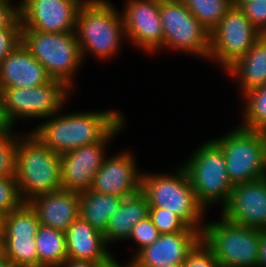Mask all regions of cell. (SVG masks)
<instances>
[{
	"instance_id": "cell-1",
	"label": "cell",
	"mask_w": 266,
	"mask_h": 267,
	"mask_svg": "<svg viewBox=\"0 0 266 267\" xmlns=\"http://www.w3.org/2000/svg\"><path fill=\"white\" fill-rule=\"evenodd\" d=\"M58 113L30 132L60 155L102 141L124 119L120 111L112 110Z\"/></svg>"
},
{
	"instance_id": "cell-2",
	"label": "cell",
	"mask_w": 266,
	"mask_h": 267,
	"mask_svg": "<svg viewBox=\"0 0 266 267\" xmlns=\"http://www.w3.org/2000/svg\"><path fill=\"white\" fill-rule=\"evenodd\" d=\"M15 178L23 202L40 194L62 190L60 154L31 132L18 135Z\"/></svg>"
},
{
	"instance_id": "cell-3",
	"label": "cell",
	"mask_w": 266,
	"mask_h": 267,
	"mask_svg": "<svg viewBox=\"0 0 266 267\" xmlns=\"http://www.w3.org/2000/svg\"><path fill=\"white\" fill-rule=\"evenodd\" d=\"M75 34L83 61L86 53L111 59L126 38L123 17L109 0H86L77 14Z\"/></svg>"
},
{
	"instance_id": "cell-4",
	"label": "cell",
	"mask_w": 266,
	"mask_h": 267,
	"mask_svg": "<svg viewBox=\"0 0 266 267\" xmlns=\"http://www.w3.org/2000/svg\"><path fill=\"white\" fill-rule=\"evenodd\" d=\"M141 191L149 207H160L179 216L189 227L202 232L205 208L196 198L183 166L172 174L142 173Z\"/></svg>"
},
{
	"instance_id": "cell-5",
	"label": "cell",
	"mask_w": 266,
	"mask_h": 267,
	"mask_svg": "<svg viewBox=\"0 0 266 267\" xmlns=\"http://www.w3.org/2000/svg\"><path fill=\"white\" fill-rule=\"evenodd\" d=\"M22 44L45 68L51 79L75 87L74 75L83 63L75 32L54 33L22 27Z\"/></svg>"
},
{
	"instance_id": "cell-6",
	"label": "cell",
	"mask_w": 266,
	"mask_h": 267,
	"mask_svg": "<svg viewBox=\"0 0 266 267\" xmlns=\"http://www.w3.org/2000/svg\"><path fill=\"white\" fill-rule=\"evenodd\" d=\"M262 230L220 221L204 223L201 239L215 254L220 267H258Z\"/></svg>"
},
{
	"instance_id": "cell-7",
	"label": "cell",
	"mask_w": 266,
	"mask_h": 267,
	"mask_svg": "<svg viewBox=\"0 0 266 267\" xmlns=\"http://www.w3.org/2000/svg\"><path fill=\"white\" fill-rule=\"evenodd\" d=\"M185 161L182 166L200 204L205 210L217 203L223 208L229 202L234 185L228 178L221 147L214 140L206 141Z\"/></svg>"
},
{
	"instance_id": "cell-8",
	"label": "cell",
	"mask_w": 266,
	"mask_h": 267,
	"mask_svg": "<svg viewBox=\"0 0 266 267\" xmlns=\"http://www.w3.org/2000/svg\"><path fill=\"white\" fill-rule=\"evenodd\" d=\"M226 159V169L233 185L266 177V141L263 132L235 127L214 139Z\"/></svg>"
},
{
	"instance_id": "cell-9",
	"label": "cell",
	"mask_w": 266,
	"mask_h": 267,
	"mask_svg": "<svg viewBox=\"0 0 266 267\" xmlns=\"http://www.w3.org/2000/svg\"><path fill=\"white\" fill-rule=\"evenodd\" d=\"M72 90L54 79L38 87L0 89L7 122L13 128L19 118L47 119L62 109Z\"/></svg>"
},
{
	"instance_id": "cell-10",
	"label": "cell",
	"mask_w": 266,
	"mask_h": 267,
	"mask_svg": "<svg viewBox=\"0 0 266 267\" xmlns=\"http://www.w3.org/2000/svg\"><path fill=\"white\" fill-rule=\"evenodd\" d=\"M163 48L198 55L208 59L210 33L181 0H160Z\"/></svg>"
},
{
	"instance_id": "cell-11",
	"label": "cell",
	"mask_w": 266,
	"mask_h": 267,
	"mask_svg": "<svg viewBox=\"0 0 266 267\" xmlns=\"http://www.w3.org/2000/svg\"><path fill=\"white\" fill-rule=\"evenodd\" d=\"M261 35L244 12L232 6L210 33L208 60L221 65L224 71L244 56Z\"/></svg>"
},
{
	"instance_id": "cell-12",
	"label": "cell",
	"mask_w": 266,
	"mask_h": 267,
	"mask_svg": "<svg viewBox=\"0 0 266 267\" xmlns=\"http://www.w3.org/2000/svg\"><path fill=\"white\" fill-rule=\"evenodd\" d=\"M124 121L125 118L102 141L60 155L63 190L81 193L91 189L94 177L106 158L105 148L110 139L122 131Z\"/></svg>"
},
{
	"instance_id": "cell-13",
	"label": "cell",
	"mask_w": 266,
	"mask_h": 267,
	"mask_svg": "<svg viewBox=\"0 0 266 267\" xmlns=\"http://www.w3.org/2000/svg\"><path fill=\"white\" fill-rule=\"evenodd\" d=\"M124 5L121 14L127 40L150 54L161 50L163 27L160 0H126Z\"/></svg>"
},
{
	"instance_id": "cell-14",
	"label": "cell",
	"mask_w": 266,
	"mask_h": 267,
	"mask_svg": "<svg viewBox=\"0 0 266 267\" xmlns=\"http://www.w3.org/2000/svg\"><path fill=\"white\" fill-rule=\"evenodd\" d=\"M221 214L233 223L266 231V177L234 185Z\"/></svg>"
},
{
	"instance_id": "cell-15",
	"label": "cell",
	"mask_w": 266,
	"mask_h": 267,
	"mask_svg": "<svg viewBox=\"0 0 266 267\" xmlns=\"http://www.w3.org/2000/svg\"><path fill=\"white\" fill-rule=\"evenodd\" d=\"M86 0H34L19 15L24 29L75 32L77 14Z\"/></svg>"
},
{
	"instance_id": "cell-16",
	"label": "cell",
	"mask_w": 266,
	"mask_h": 267,
	"mask_svg": "<svg viewBox=\"0 0 266 267\" xmlns=\"http://www.w3.org/2000/svg\"><path fill=\"white\" fill-rule=\"evenodd\" d=\"M133 156L129 151H122L110 158L106 157L94 177L91 190L121 198L140 192L142 174L138 171Z\"/></svg>"
},
{
	"instance_id": "cell-17",
	"label": "cell",
	"mask_w": 266,
	"mask_h": 267,
	"mask_svg": "<svg viewBox=\"0 0 266 267\" xmlns=\"http://www.w3.org/2000/svg\"><path fill=\"white\" fill-rule=\"evenodd\" d=\"M201 239V232L160 234L158 239L141 249L133 260L136 267H161L183 264L187 253Z\"/></svg>"
},
{
	"instance_id": "cell-18",
	"label": "cell",
	"mask_w": 266,
	"mask_h": 267,
	"mask_svg": "<svg viewBox=\"0 0 266 267\" xmlns=\"http://www.w3.org/2000/svg\"><path fill=\"white\" fill-rule=\"evenodd\" d=\"M35 211L41 225L65 232L79 217L80 194L60 190L40 194L27 202Z\"/></svg>"
},
{
	"instance_id": "cell-19",
	"label": "cell",
	"mask_w": 266,
	"mask_h": 267,
	"mask_svg": "<svg viewBox=\"0 0 266 267\" xmlns=\"http://www.w3.org/2000/svg\"><path fill=\"white\" fill-rule=\"evenodd\" d=\"M50 80L44 66L22 43L0 63V89L38 87Z\"/></svg>"
},
{
	"instance_id": "cell-20",
	"label": "cell",
	"mask_w": 266,
	"mask_h": 267,
	"mask_svg": "<svg viewBox=\"0 0 266 267\" xmlns=\"http://www.w3.org/2000/svg\"><path fill=\"white\" fill-rule=\"evenodd\" d=\"M65 236L67 259L102 263L112 256L104 234L80 216L65 231Z\"/></svg>"
},
{
	"instance_id": "cell-21",
	"label": "cell",
	"mask_w": 266,
	"mask_h": 267,
	"mask_svg": "<svg viewBox=\"0 0 266 267\" xmlns=\"http://www.w3.org/2000/svg\"><path fill=\"white\" fill-rule=\"evenodd\" d=\"M148 215L149 203L142 191L124 198L115 213L109 218L107 227L103 232L107 244L127 240L134 225Z\"/></svg>"
},
{
	"instance_id": "cell-22",
	"label": "cell",
	"mask_w": 266,
	"mask_h": 267,
	"mask_svg": "<svg viewBox=\"0 0 266 267\" xmlns=\"http://www.w3.org/2000/svg\"><path fill=\"white\" fill-rule=\"evenodd\" d=\"M225 73L240 80L242 94L266 84V35L254 43L253 47L236 60Z\"/></svg>"
},
{
	"instance_id": "cell-23",
	"label": "cell",
	"mask_w": 266,
	"mask_h": 267,
	"mask_svg": "<svg viewBox=\"0 0 266 267\" xmlns=\"http://www.w3.org/2000/svg\"><path fill=\"white\" fill-rule=\"evenodd\" d=\"M80 194L79 216L96 230L104 232L109 218L115 213L124 198L97 193L91 189Z\"/></svg>"
},
{
	"instance_id": "cell-24",
	"label": "cell",
	"mask_w": 266,
	"mask_h": 267,
	"mask_svg": "<svg viewBox=\"0 0 266 267\" xmlns=\"http://www.w3.org/2000/svg\"><path fill=\"white\" fill-rule=\"evenodd\" d=\"M35 242L39 267H61L67 260L65 232L40 224Z\"/></svg>"
},
{
	"instance_id": "cell-25",
	"label": "cell",
	"mask_w": 266,
	"mask_h": 267,
	"mask_svg": "<svg viewBox=\"0 0 266 267\" xmlns=\"http://www.w3.org/2000/svg\"><path fill=\"white\" fill-rule=\"evenodd\" d=\"M40 222L27 202L3 217L1 237H35Z\"/></svg>"
},
{
	"instance_id": "cell-26",
	"label": "cell",
	"mask_w": 266,
	"mask_h": 267,
	"mask_svg": "<svg viewBox=\"0 0 266 267\" xmlns=\"http://www.w3.org/2000/svg\"><path fill=\"white\" fill-rule=\"evenodd\" d=\"M1 252L15 267H39L35 237H1Z\"/></svg>"
},
{
	"instance_id": "cell-27",
	"label": "cell",
	"mask_w": 266,
	"mask_h": 267,
	"mask_svg": "<svg viewBox=\"0 0 266 267\" xmlns=\"http://www.w3.org/2000/svg\"><path fill=\"white\" fill-rule=\"evenodd\" d=\"M245 103L243 123L239 126L247 130L264 132L266 130V84L253 88L243 94Z\"/></svg>"
},
{
	"instance_id": "cell-28",
	"label": "cell",
	"mask_w": 266,
	"mask_h": 267,
	"mask_svg": "<svg viewBox=\"0 0 266 267\" xmlns=\"http://www.w3.org/2000/svg\"><path fill=\"white\" fill-rule=\"evenodd\" d=\"M202 26L211 33L232 7L231 0H181Z\"/></svg>"
},
{
	"instance_id": "cell-29",
	"label": "cell",
	"mask_w": 266,
	"mask_h": 267,
	"mask_svg": "<svg viewBox=\"0 0 266 267\" xmlns=\"http://www.w3.org/2000/svg\"><path fill=\"white\" fill-rule=\"evenodd\" d=\"M160 234L177 232H200L189 227L179 216L169 212L166 208L149 207L148 215Z\"/></svg>"
},
{
	"instance_id": "cell-30",
	"label": "cell",
	"mask_w": 266,
	"mask_h": 267,
	"mask_svg": "<svg viewBox=\"0 0 266 267\" xmlns=\"http://www.w3.org/2000/svg\"><path fill=\"white\" fill-rule=\"evenodd\" d=\"M18 135L13 128L0 134V177L15 176Z\"/></svg>"
},
{
	"instance_id": "cell-31",
	"label": "cell",
	"mask_w": 266,
	"mask_h": 267,
	"mask_svg": "<svg viewBox=\"0 0 266 267\" xmlns=\"http://www.w3.org/2000/svg\"><path fill=\"white\" fill-rule=\"evenodd\" d=\"M22 203L15 176L0 177V214L5 216Z\"/></svg>"
},
{
	"instance_id": "cell-32",
	"label": "cell",
	"mask_w": 266,
	"mask_h": 267,
	"mask_svg": "<svg viewBox=\"0 0 266 267\" xmlns=\"http://www.w3.org/2000/svg\"><path fill=\"white\" fill-rule=\"evenodd\" d=\"M22 43L20 15L5 29H0V63Z\"/></svg>"
},
{
	"instance_id": "cell-33",
	"label": "cell",
	"mask_w": 266,
	"mask_h": 267,
	"mask_svg": "<svg viewBox=\"0 0 266 267\" xmlns=\"http://www.w3.org/2000/svg\"><path fill=\"white\" fill-rule=\"evenodd\" d=\"M160 235L157 227L153 224L151 218L147 216L134 225L128 240H133L139 248L135 255L144 247L154 243Z\"/></svg>"
},
{
	"instance_id": "cell-34",
	"label": "cell",
	"mask_w": 266,
	"mask_h": 267,
	"mask_svg": "<svg viewBox=\"0 0 266 267\" xmlns=\"http://www.w3.org/2000/svg\"><path fill=\"white\" fill-rule=\"evenodd\" d=\"M183 267H220L212 250L200 239L187 253Z\"/></svg>"
},
{
	"instance_id": "cell-35",
	"label": "cell",
	"mask_w": 266,
	"mask_h": 267,
	"mask_svg": "<svg viewBox=\"0 0 266 267\" xmlns=\"http://www.w3.org/2000/svg\"><path fill=\"white\" fill-rule=\"evenodd\" d=\"M251 24L262 34L266 35V0H251L239 7Z\"/></svg>"
},
{
	"instance_id": "cell-36",
	"label": "cell",
	"mask_w": 266,
	"mask_h": 267,
	"mask_svg": "<svg viewBox=\"0 0 266 267\" xmlns=\"http://www.w3.org/2000/svg\"><path fill=\"white\" fill-rule=\"evenodd\" d=\"M14 5L0 0V29L7 28L19 16Z\"/></svg>"
},
{
	"instance_id": "cell-37",
	"label": "cell",
	"mask_w": 266,
	"mask_h": 267,
	"mask_svg": "<svg viewBox=\"0 0 266 267\" xmlns=\"http://www.w3.org/2000/svg\"><path fill=\"white\" fill-rule=\"evenodd\" d=\"M100 263L83 261V260H75V259H67L61 267H99Z\"/></svg>"
},
{
	"instance_id": "cell-38",
	"label": "cell",
	"mask_w": 266,
	"mask_h": 267,
	"mask_svg": "<svg viewBox=\"0 0 266 267\" xmlns=\"http://www.w3.org/2000/svg\"><path fill=\"white\" fill-rule=\"evenodd\" d=\"M258 267H266V231H262L260 239Z\"/></svg>"
},
{
	"instance_id": "cell-39",
	"label": "cell",
	"mask_w": 266,
	"mask_h": 267,
	"mask_svg": "<svg viewBox=\"0 0 266 267\" xmlns=\"http://www.w3.org/2000/svg\"><path fill=\"white\" fill-rule=\"evenodd\" d=\"M99 267H136L135 261L130 259L128 264L120 265L119 262L116 261L114 255H112L107 261L100 263Z\"/></svg>"
},
{
	"instance_id": "cell-40",
	"label": "cell",
	"mask_w": 266,
	"mask_h": 267,
	"mask_svg": "<svg viewBox=\"0 0 266 267\" xmlns=\"http://www.w3.org/2000/svg\"><path fill=\"white\" fill-rule=\"evenodd\" d=\"M10 129H12V127L7 122V119L3 112L2 98H1V92H0V134H4L8 132Z\"/></svg>"
},
{
	"instance_id": "cell-41",
	"label": "cell",
	"mask_w": 266,
	"mask_h": 267,
	"mask_svg": "<svg viewBox=\"0 0 266 267\" xmlns=\"http://www.w3.org/2000/svg\"><path fill=\"white\" fill-rule=\"evenodd\" d=\"M34 0H21L19 3L15 6L16 11L20 14L30 3H32Z\"/></svg>"
},
{
	"instance_id": "cell-42",
	"label": "cell",
	"mask_w": 266,
	"mask_h": 267,
	"mask_svg": "<svg viewBox=\"0 0 266 267\" xmlns=\"http://www.w3.org/2000/svg\"><path fill=\"white\" fill-rule=\"evenodd\" d=\"M0 267H15L4 255L0 252Z\"/></svg>"
},
{
	"instance_id": "cell-43",
	"label": "cell",
	"mask_w": 266,
	"mask_h": 267,
	"mask_svg": "<svg viewBox=\"0 0 266 267\" xmlns=\"http://www.w3.org/2000/svg\"><path fill=\"white\" fill-rule=\"evenodd\" d=\"M251 0H231L232 6L240 7L243 3L248 2Z\"/></svg>"
},
{
	"instance_id": "cell-44",
	"label": "cell",
	"mask_w": 266,
	"mask_h": 267,
	"mask_svg": "<svg viewBox=\"0 0 266 267\" xmlns=\"http://www.w3.org/2000/svg\"><path fill=\"white\" fill-rule=\"evenodd\" d=\"M161 267H183L182 264H167V265H163Z\"/></svg>"
},
{
	"instance_id": "cell-45",
	"label": "cell",
	"mask_w": 266,
	"mask_h": 267,
	"mask_svg": "<svg viewBox=\"0 0 266 267\" xmlns=\"http://www.w3.org/2000/svg\"><path fill=\"white\" fill-rule=\"evenodd\" d=\"M3 217H4V216L0 214V236L2 235Z\"/></svg>"
},
{
	"instance_id": "cell-46",
	"label": "cell",
	"mask_w": 266,
	"mask_h": 267,
	"mask_svg": "<svg viewBox=\"0 0 266 267\" xmlns=\"http://www.w3.org/2000/svg\"><path fill=\"white\" fill-rule=\"evenodd\" d=\"M264 134V138H265V141H266V130L263 132Z\"/></svg>"
},
{
	"instance_id": "cell-47",
	"label": "cell",
	"mask_w": 266,
	"mask_h": 267,
	"mask_svg": "<svg viewBox=\"0 0 266 267\" xmlns=\"http://www.w3.org/2000/svg\"><path fill=\"white\" fill-rule=\"evenodd\" d=\"M0 252H1V236H0Z\"/></svg>"
}]
</instances>
